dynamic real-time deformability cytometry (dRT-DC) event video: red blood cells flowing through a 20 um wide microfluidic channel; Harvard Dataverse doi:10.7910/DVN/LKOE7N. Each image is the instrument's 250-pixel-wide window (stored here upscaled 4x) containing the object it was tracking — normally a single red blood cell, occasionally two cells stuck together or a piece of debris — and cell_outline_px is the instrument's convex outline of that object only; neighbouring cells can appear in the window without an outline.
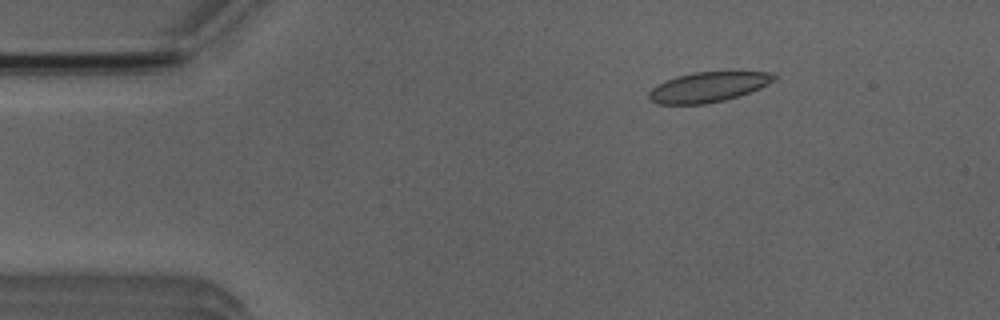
{"species": "Egyptian fruit bat (a non-hibernating species)", "species_latin": "Rousettus aegyptiacus", "temperature_condition": "room temperature", "stored_images_in_passage": 46, "camera_frame_rate_fps": 3000, "um_per_image_px": 0.085, "animal": {"sex": "male"}, "frame": {"image": 1, "passage_image": 8, "time_ms": 2.333, "image_size_px": [1000, 320], "cell_outline_px": [[780, 76], [776, 80], [760, 88], [724, 100], [704, 104], [660, 104], [648, 100], [648, 92], [652, 88], [664, 80], [676, 76], [692, 72], [772, 72]], "centroid_in_image_um": [60.18, 7.39], "position_along_channel_um": 24.8, "area_um2": 21.96}}
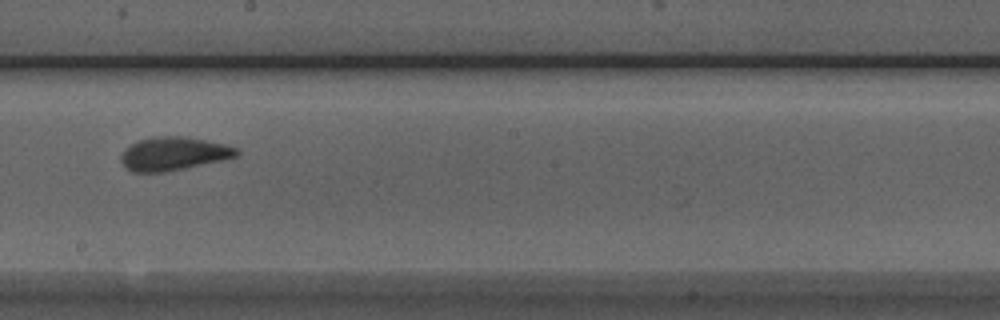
{"frame": {"image": 2, "passage_image": 29, "time_ms": 9.333, "image_size_px": [1000, 320], "cell_outline_px": [[240, 152], [236, 156], [220, 160], [184, 168], [164, 172], [132, 172], [124, 168], [120, 160], [120, 156], [132, 144], [140, 140], [156, 136], [184, 136], [224, 144], [236, 148]], "centroid_in_image_um": [14.71, 13.07], "position_along_channel_um": 233.5, "area_um2": 22.14}}
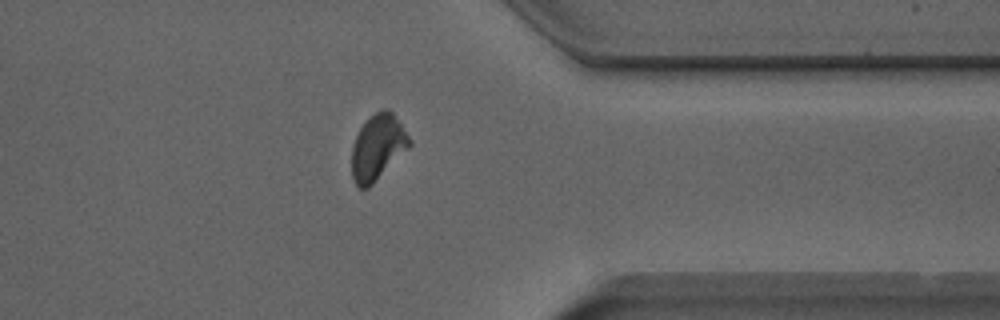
{"frame": {"image": 3, "passage_image": 41, "time_ms": 13.333, "image_size_px": [1000, 320], "cell_outline_px": [[412, 144], [368, 188], [360, 188], [356, 184], [352, 176], [352, 148], [356, 136], [360, 128], [368, 116], [384, 108], [388, 108], [392, 112], [412, 140]], "centroid_in_image_um": [32.1, 12.49], "position_along_channel_um": 379.3, "area_um2": 21.79}}